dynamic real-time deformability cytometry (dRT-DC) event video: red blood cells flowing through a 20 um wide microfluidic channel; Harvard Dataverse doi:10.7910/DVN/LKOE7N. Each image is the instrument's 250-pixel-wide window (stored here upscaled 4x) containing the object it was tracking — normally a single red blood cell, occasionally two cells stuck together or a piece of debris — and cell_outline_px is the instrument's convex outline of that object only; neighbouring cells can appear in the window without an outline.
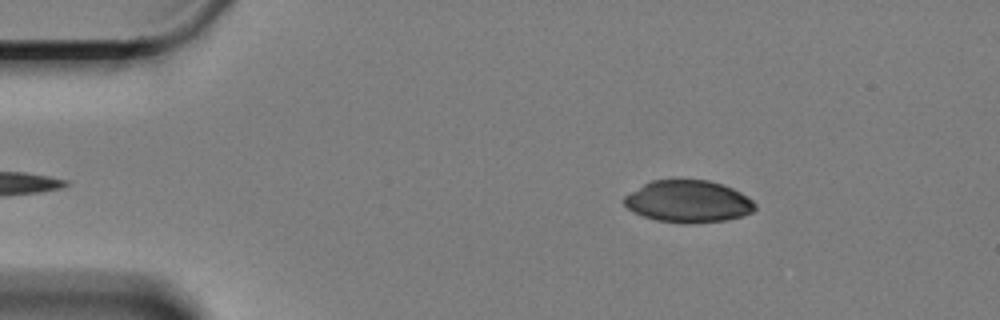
{"species": "Egyptian fruit bat (a non-hibernating species)", "species_latin": "Rousettus aegyptiacus", "temperature_condition": "cold", "stored_images_in_passage": 12, "camera_frame_rate_fps": 3000, "um_per_image_px": 0.085, "animal": {"sex": "female"}, "frame": {"image": 1, "passage_image": 3, "time_ms": 0.667, "image_size_px": [1000, 320], "cell_outline_px": [[756, 208], [752, 212], [740, 216], [724, 220], [656, 220], [644, 216], [628, 208], [624, 204], [624, 196], [644, 184], [652, 180], [708, 180], [732, 188], [740, 192], [752, 200], [756, 204]], "centroid_in_image_um": [58.5, 17.07], "position_along_channel_um": 26.5, "area_um2": 30.75}}
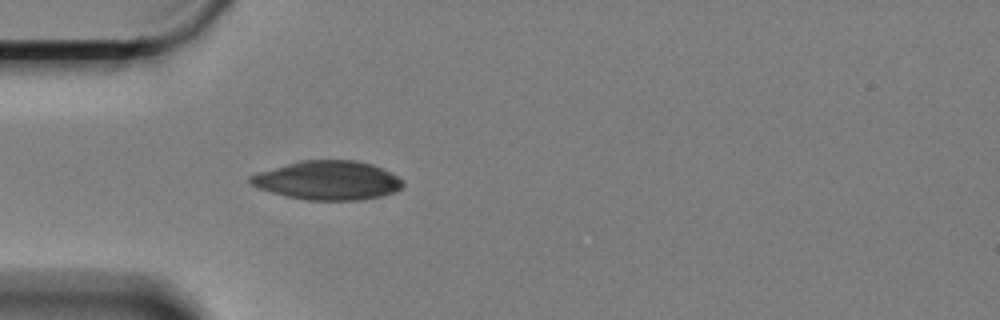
{"frame": {"image": 2, "passage_image": 11, "time_ms": 3.333, "image_size_px": [1000, 320], "cell_outline_px": [[404, 184], [396, 192], [380, 196], [360, 200], [308, 200], [288, 196], [272, 192], [260, 188], [252, 184], [248, 180], [248, 176], [260, 172], [300, 160], [356, 160], [372, 164], [384, 168], [392, 172], [404, 180]], "centroid_in_image_um": [27.92, 15.32], "position_along_channel_um": 57.1, "area_um2": 34.56}}